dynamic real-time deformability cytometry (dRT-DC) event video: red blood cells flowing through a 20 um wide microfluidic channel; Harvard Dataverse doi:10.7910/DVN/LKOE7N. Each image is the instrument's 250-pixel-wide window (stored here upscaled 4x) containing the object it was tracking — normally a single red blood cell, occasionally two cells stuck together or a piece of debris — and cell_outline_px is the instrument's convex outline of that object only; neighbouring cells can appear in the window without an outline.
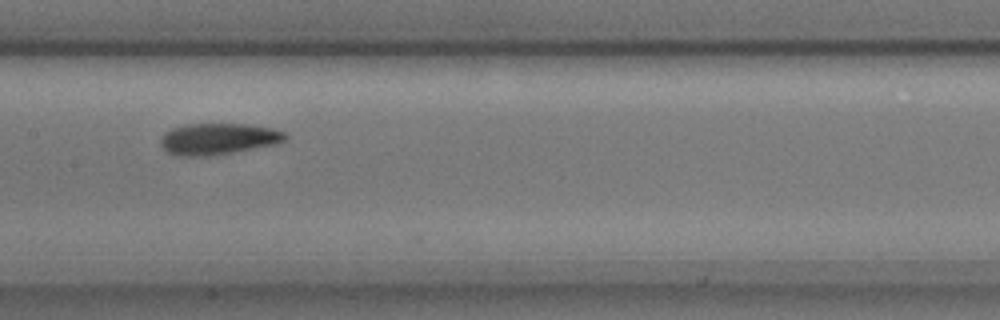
{"species": "common noctule bat (a hibernating species)", "species_latin": "Nyctalus noctula", "temperature_condition": "cold", "stored_images_in_passage": 11, "camera_frame_rate_fps": 3000, "um_per_image_px": 0.085, "animal": {"sex": "male", "body_mass_g": 17.9, "forearm_length_mm": 54.2}, "frame": {"image": 1, "passage_image": 8, "time_ms": 2.333, "image_size_px": [1000, 320], "cell_outline_px": [[288, 136], [280, 144], [208, 156], [180, 156], [168, 152], [160, 144], [160, 140], [164, 132], [172, 128], [188, 124], [248, 124], [272, 128], [284, 132]], "centroid_in_image_um": [18.57, 11.8], "position_along_channel_um": 188.8, "area_um2": 22.83}}
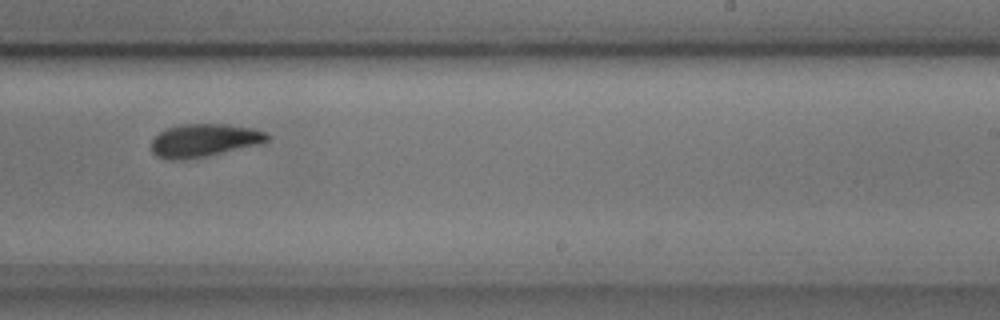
{"frame": {"image": 2, "passage_image": 10, "time_ms": 3.0, "image_size_px": [1000, 320], "cell_outline_px": [[268, 140], [264, 144], [204, 156], [180, 160], [156, 156], [152, 152], [152, 140], [160, 132], [168, 128], [184, 124], [228, 124], [252, 128], [268, 132]], "centroid_in_image_um": [17.41, 11.92], "position_along_channel_um": 271.6, "area_um2": 22.14}}
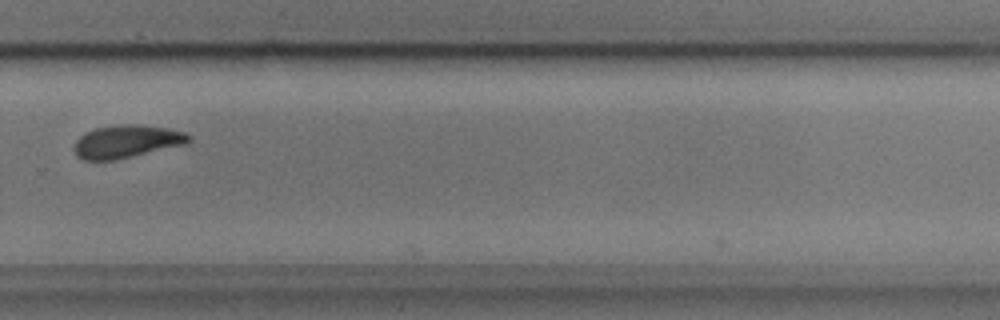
{"frame": {"image": 3, "passage_image": 11, "time_ms": 3.333, "image_size_px": [1000, 320], "cell_outline_px": [[192, 140], [188, 144], [116, 160], [84, 160], [76, 156], [76, 140], [84, 132], [96, 128], [120, 124], [132, 124], [168, 128], [184, 132], [192, 136]], "centroid_in_image_um": [10.82, 12.03], "position_along_channel_um": 319.0, "area_um2": 22.02}}